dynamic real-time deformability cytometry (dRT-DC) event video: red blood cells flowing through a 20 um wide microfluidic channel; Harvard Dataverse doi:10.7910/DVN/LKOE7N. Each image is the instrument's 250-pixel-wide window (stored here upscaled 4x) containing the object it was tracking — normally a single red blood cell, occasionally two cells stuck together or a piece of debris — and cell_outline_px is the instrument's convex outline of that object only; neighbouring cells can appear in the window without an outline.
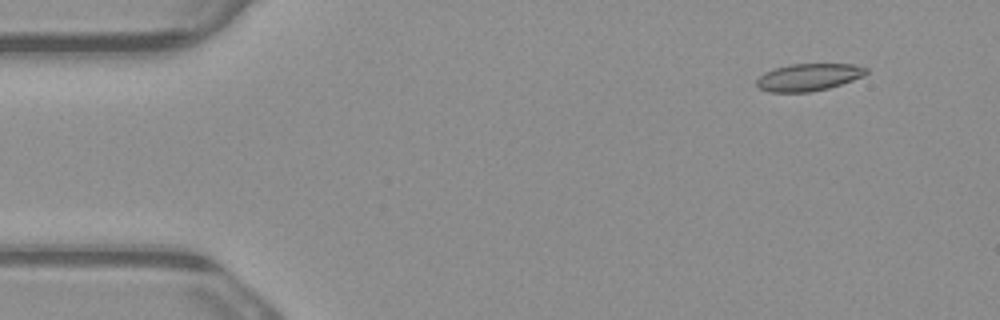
{"species": "common noctule bat (a hibernating species)", "species_latin": "Nyctalus noctula", "temperature_condition": "warm", "stored_images_in_passage": 4, "camera_frame_rate_fps": 3000, "um_per_image_px": 0.085, "animal": {"sex": "male", "body_mass_g": 23.1, "forearm_length_mm": 52.7}, "frame": {"image": 1, "passage_image": 2, "time_ms": 0.333, "image_size_px": [1000, 320], "cell_outline_px": [[868, 72], [864, 76], [828, 88], [812, 92], [768, 92], [760, 88], [756, 84], [756, 80], [764, 72], [788, 64], [856, 64], [868, 68]], "centroid_in_image_um": [68.74, 6.56], "position_along_channel_um": 16.3, "area_um2": 17.46}}
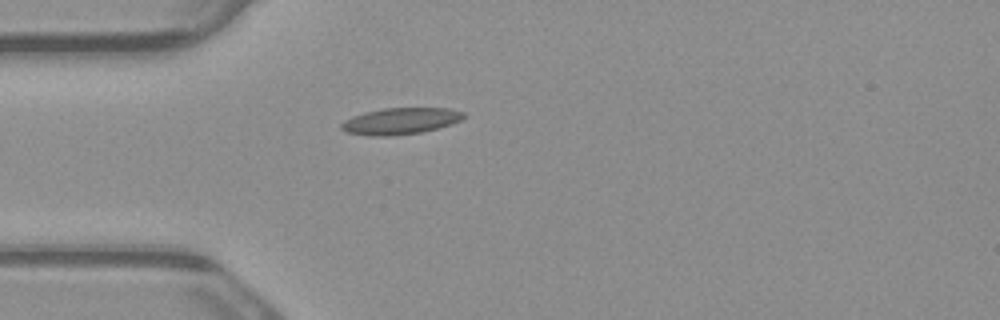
{"frame": {"image": 2, "passage_image": 4, "time_ms": 1.0, "image_size_px": [1000, 320], "cell_outline_px": [[464, 116], [460, 120], [452, 124], [420, 132], [388, 136], [372, 136], [344, 132], [340, 128], [340, 124], [344, 120], [352, 116], [364, 112], [384, 108], [448, 108], [464, 112]], "centroid_in_image_um": [33.98, 10.29], "position_along_channel_um": 51.0, "area_um2": 18.84}}